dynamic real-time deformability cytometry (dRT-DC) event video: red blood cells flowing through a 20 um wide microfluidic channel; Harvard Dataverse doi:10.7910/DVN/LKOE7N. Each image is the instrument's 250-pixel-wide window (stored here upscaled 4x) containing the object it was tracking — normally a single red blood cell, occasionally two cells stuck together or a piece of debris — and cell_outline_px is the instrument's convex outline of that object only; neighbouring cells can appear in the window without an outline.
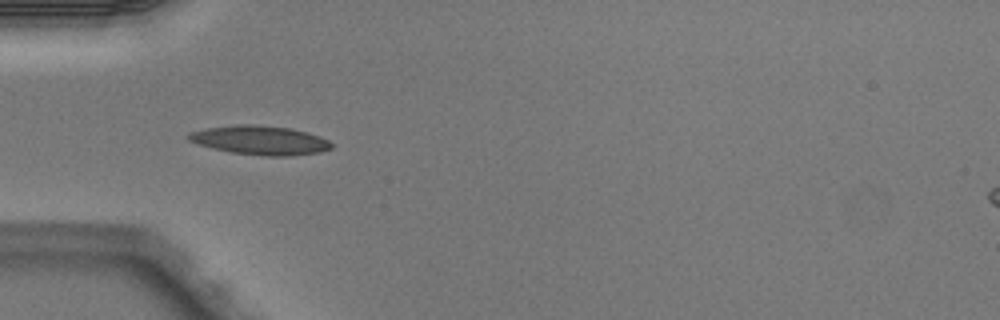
{"species": "Egyptian fruit bat (a non-hibernating species)", "species_latin": "Rousettus aegyptiacus", "temperature_condition": "warm", "stored_images_in_passage": 4, "camera_frame_rate_fps": 3000, "um_per_image_px": 0.085, "animal": {"sex": "male"}, "frame": {"image": 1, "passage_image": 3, "time_ms": 0.667, "image_size_px": [1000, 320], "cell_outline_px": [[332, 148], [320, 152], [288, 156], [268, 156], [232, 152], [212, 148], [196, 144], [188, 140], [188, 136], [192, 132], [208, 128], [236, 124], [252, 124], [292, 128], [308, 132], [320, 136], [328, 140], [332, 144]], "centroid_in_image_um": [22.14, 11.91], "position_along_channel_um": 62.9, "area_um2": 24.1}}
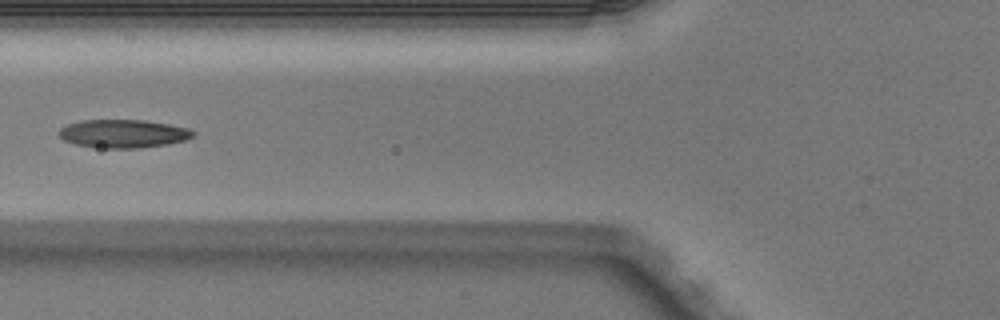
{"frame": {"image": 2, "passage_image": 4, "time_ms": 1.0, "image_size_px": [1000, 320], "cell_outline_px": [[196, 136], [184, 140], [168, 144], [140, 148], [104, 148], [76, 144], [64, 140], [56, 132], [60, 128], [68, 124], [84, 120], [144, 120], [168, 124], [188, 128], [196, 132]], "centroid_in_image_um": [10.5, 11.36], "position_along_channel_um": 115.3, "area_um2": 22.08}}